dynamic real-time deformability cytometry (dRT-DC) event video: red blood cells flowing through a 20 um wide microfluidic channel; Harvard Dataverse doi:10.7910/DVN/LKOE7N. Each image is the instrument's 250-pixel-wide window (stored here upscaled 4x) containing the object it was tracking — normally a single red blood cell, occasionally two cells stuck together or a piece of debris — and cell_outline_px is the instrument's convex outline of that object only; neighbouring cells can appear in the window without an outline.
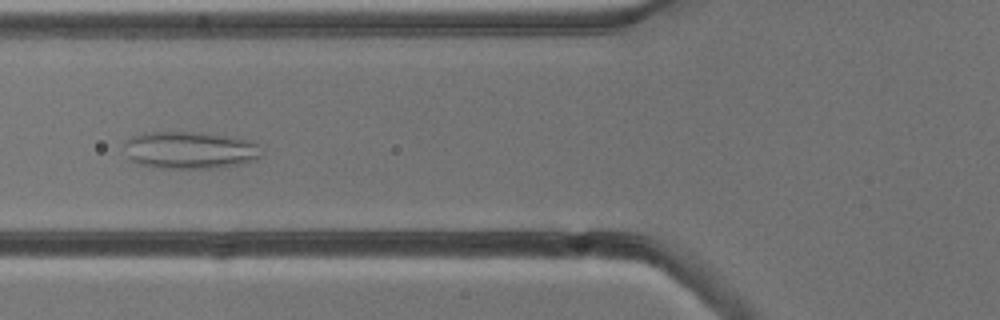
{"species": "common noctule bat (a hibernating species)", "species_latin": "Nyctalus noctula", "temperature_condition": "cold", "stored_images_in_passage": 7, "camera_frame_rate_fps": 3000, "um_per_image_px": 0.085, "animal": {"sex": "male", "body_mass_g": 13.3}, "frame": {"image": 1, "passage_image": 5, "time_ms": 4.667, "image_size_px": [1000, 320], "cell_outline_px": [[260, 156], [256, 160], [244, 164], [220, 168], [152, 168], [128, 160], [124, 144], [124, 140], [132, 136], [144, 132], [200, 132], [232, 136], [252, 140], [260, 144]], "centroid_in_image_um": [16.16, 12.76], "position_along_channel_um": 109.6, "area_um2": 30.63}}